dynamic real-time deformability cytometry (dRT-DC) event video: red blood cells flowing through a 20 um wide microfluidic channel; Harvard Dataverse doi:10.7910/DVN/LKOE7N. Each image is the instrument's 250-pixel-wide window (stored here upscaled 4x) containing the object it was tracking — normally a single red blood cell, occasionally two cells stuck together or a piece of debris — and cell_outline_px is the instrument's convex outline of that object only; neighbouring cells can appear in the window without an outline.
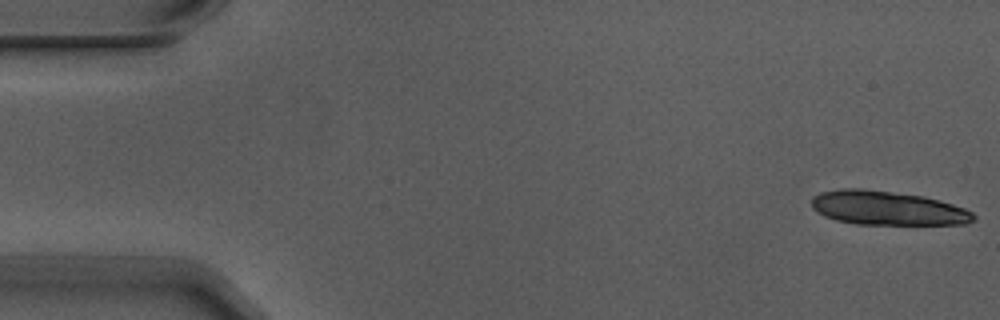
{"species": "Egyptian fruit bat (a non-hibernating species)", "species_latin": "Rousettus aegyptiacus", "temperature_condition": "warm", "stored_images_in_passage": 6, "camera_frame_rate_fps": 3000, "um_per_image_px": 0.085, "animal": {"sex": "male"}, "frame": {"image": 1, "passage_image": 1, "time_ms": 0.0, "image_size_px": [1000, 320], "cell_outline_px": [[976, 220], [964, 224], [856, 224], [836, 220], [824, 216], [812, 208], [812, 196], [820, 192], [840, 188], [860, 188], [924, 196], [952, 204], [964, 208], [972, 212], [976, 216]], "centroid_in_image_um": [75.41, 17.68], "position_along_channel_um": 9.6, "area_um2": 32.14}}